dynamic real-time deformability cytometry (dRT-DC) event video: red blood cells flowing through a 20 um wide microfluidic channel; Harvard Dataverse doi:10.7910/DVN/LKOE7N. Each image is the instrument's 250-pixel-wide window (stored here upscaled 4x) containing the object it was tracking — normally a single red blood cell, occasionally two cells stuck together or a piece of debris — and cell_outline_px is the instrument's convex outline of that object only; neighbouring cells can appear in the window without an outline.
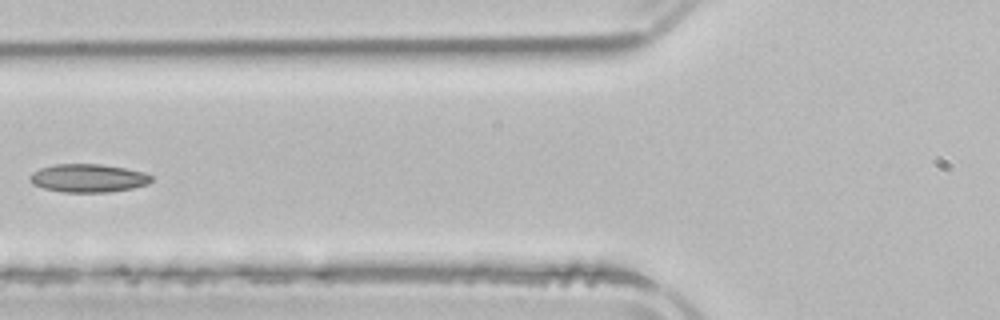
{"species": "common noctule bat (a hibernating species)", "species_latin": "Nyctalus noctula", "temperature_condition": "room temperature", "stored_images_in_passage": 5, "camera_frame_rate_fps": 3000, "um_per_image_px": 0.085, "animal": {"sex": "male", "body_mass_g": 21.5, "forearm_length_mm": 52.0}, "frame": {"image": 1, "passage_image": 5, "time_ms": 6.667, "image_size_px": [1000, 320], "cell_outline_px": [[152, 180], [148, 184], [132, 188], [108, 192], [64, 192], [44, 188], [32, 184], [28, 180], [28, 176], [32, 172], [40, 168], [52, 164], [100, 164], [124, 168], [144, 172], [152, 176]], "centroid_in_image_um": [7.46, 15.13], "position_along_channel_um": 118.3, "area_um2": 20.06}}